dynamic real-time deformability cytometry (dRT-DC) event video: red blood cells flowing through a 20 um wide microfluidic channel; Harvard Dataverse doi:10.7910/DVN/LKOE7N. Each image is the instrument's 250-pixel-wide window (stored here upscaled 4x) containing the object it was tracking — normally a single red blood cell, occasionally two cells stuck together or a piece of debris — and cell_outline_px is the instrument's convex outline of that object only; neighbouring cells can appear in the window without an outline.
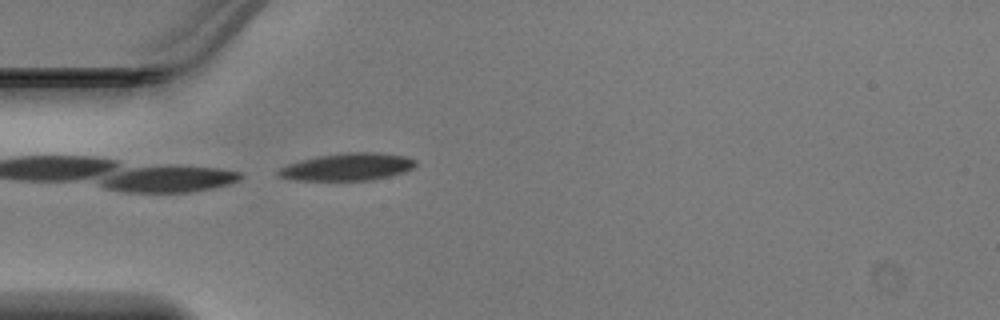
{"species": "Egyptian fruit bat (a non-hibernating species)", "species_latin": "Rousettus aegyptiacus", "temperature_condition": "warm", "stored_images_in_passage": 6, "camera_frame_rate_fps": 3000, "um_per_image_px": 0.085, "animal": {"sex": "male"}, "frame": {"image": 1, "passage_image": 6, "time_ms": 1.667, "image_size_px": [1000, 320], "cell_outline_px": [[416, 164], [412, 168], [404, 172], [388, 176], [368, 180], [292, 180], [276, 176], [276, 172], [280, 168], [288, 164], [320, 156], [348, 152], [376, 152], [404, 156], [416, 160]], "centroid_in_image_um": [29.52, 14.19], "position_along_channel_um": 55.5, "area_um2": 21.62}}